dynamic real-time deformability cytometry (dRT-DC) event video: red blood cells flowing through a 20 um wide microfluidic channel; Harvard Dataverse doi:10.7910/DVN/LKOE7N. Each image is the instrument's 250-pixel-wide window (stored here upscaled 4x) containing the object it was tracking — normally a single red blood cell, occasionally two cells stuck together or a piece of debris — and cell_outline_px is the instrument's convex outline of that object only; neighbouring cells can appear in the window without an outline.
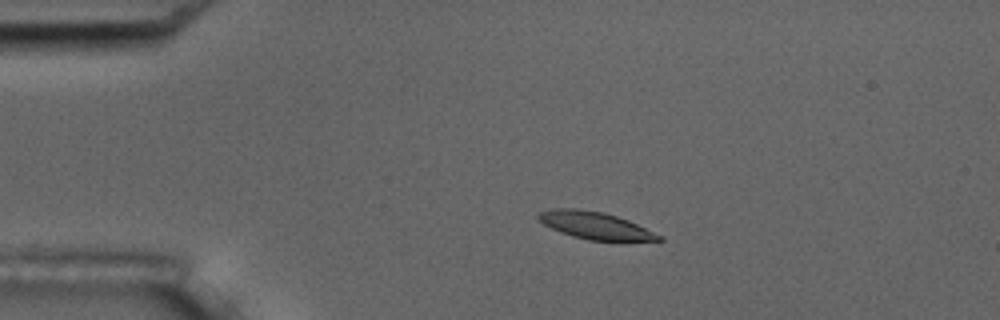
{"species": "common noctule bat (a hibernating species)", "species_latin": "Nyctalus noctula", "temperature_condition": "room temperature", "stored_images_in_passage": 9, "camera_frame_rate_fps": 3000, "um_per_image_px": 0.085, "animal": {"sex": "male", "body_mass_g": 17.5, "forearm_length_mm": 52.3}, "frame": {"image": 1, "passage_image": 2, "time_ms": 1.333, "image_size_px": [1000, 320], "cell_outline_px": [[664, 240], [620, 244], [588, 240], [572, 236], [560, 232], [536, 220], [536, 216], [540, 212], [552, 208], [576, 208], [604, 212], [628, 220], [664, 236]], "centroid_in_image_um": [50.69, 19.22], "position_along_channel_um": 34.3, "area_um2": 20.17}}
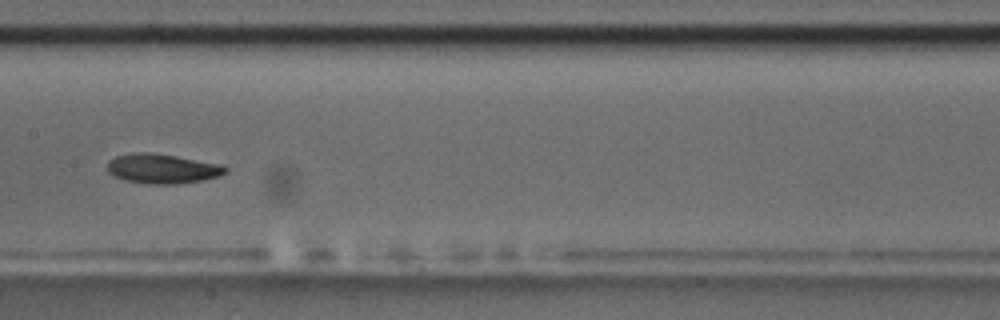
{"frame": {"image": 2, "passage_image": 7, "time_ms": 7.0, "image_size_px": [1000, 320], "cell_outline_px": [[228, 172], [220, 176], [204, 180], [176, 184], [148, 184], [124, 180], [112, 176], [108, 172], [108, 160], [116, 156], [136, 152], [148, 152], [176, 156], [220, 164], [228, 168]], "centroid_in_image_um": [13.8, 14.34], "position_along_channel_um": 193.6, "area_um2": 20.52}}
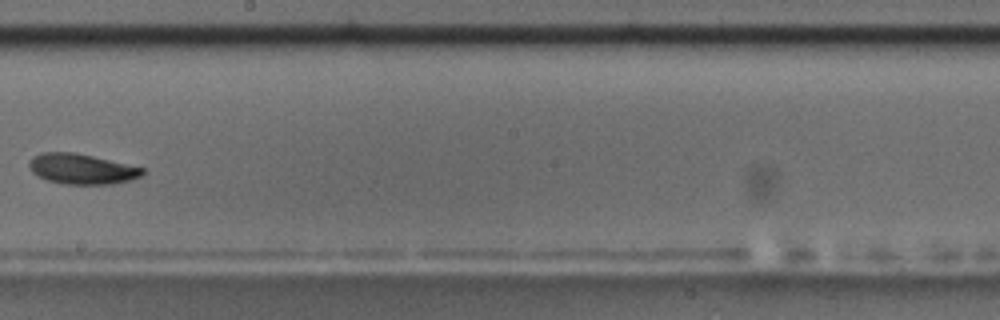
{"frame": {"image": 3, "passage_image": 8, "time_ms": 8.333, "image_size_px": [1000, 320], "cell_outline_px": [[144, 172], [140, 176], [132, 180], [112, 184], [64, 184], [48, 180], [36, 176], [28, 168], [28, 160], [32, 156], [40, 152], [72, 152], [92, 156], [144, 168]], "centroid_in_image_um": [6.89, 14.36], "position_along_channel_um": 241.3, "area_um2": 20.11}}